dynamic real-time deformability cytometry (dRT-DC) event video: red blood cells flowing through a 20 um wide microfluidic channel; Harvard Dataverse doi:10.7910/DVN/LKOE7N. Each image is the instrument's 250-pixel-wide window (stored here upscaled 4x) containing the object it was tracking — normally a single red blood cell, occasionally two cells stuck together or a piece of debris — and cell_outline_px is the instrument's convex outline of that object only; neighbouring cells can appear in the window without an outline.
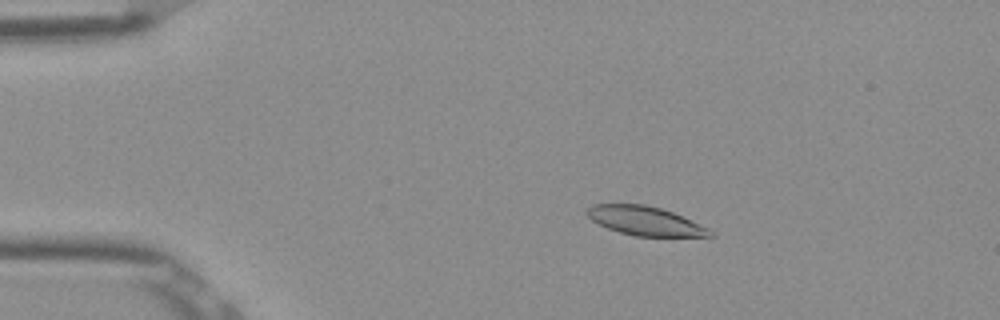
{"species": "Egyptian fruit bat (a non-hibernating species)", "species_latin": "Rousettus aegyptiacus", "temperature_condition": "room temperature", "stored_images_in_passage": 53, "camera_frame_rate_fps": 3000, "um_per_image_px": 0.085, "frame": {"image": 1, "passage_image": 10, "time_ms": 3.0, "image_size_px": [1000, 320], "cell_outline_px": [[716, 236], [636, 236], [620, 232], [608, 228], [592, 220], [584, 212], [592, 204], [644, 204], [660, 208], [672, 212], [708, 228], [716, 232]], "centroid_in_image_um": [54.84, 18.77], "position_along_channel_um": 30.2, "area_um2": 20.58}}
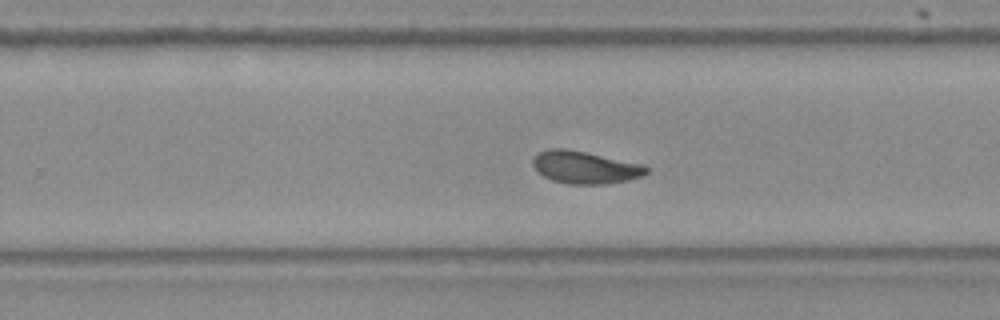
{"frame": {"image": 2, "passage_image": 34, "time_ms": 11.0, "image_size_px": [1000, 320], "cell_outline_px": [[648, 172], [644, 176], [628, 180], [604, 184], [568, 184], [552, 180], [544, 176], [532, 164], [532, 160], [540, 152], [548, 148], [564, 148], [644, 164], [648, 168]], "centroid_in_image_um": [49.76, 14.23], "position_along_channel_um": 280.0, "area_um2": 21.33}}
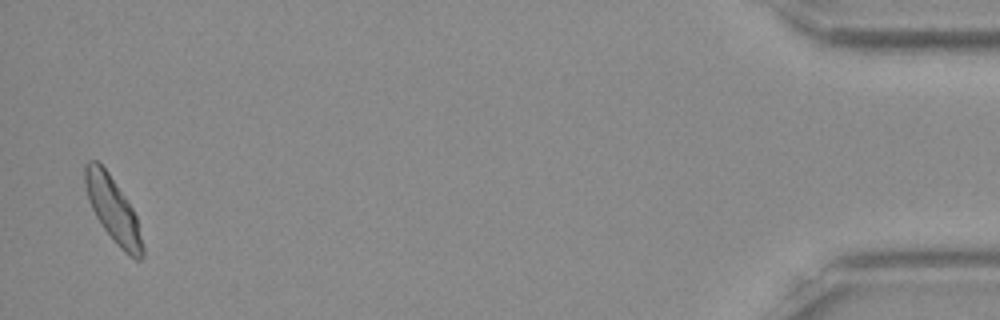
{"frame": {"image": 3, "passage_image": 52, "time_ms": 17.0, "image_size_px": [1000, 320], "cell_outline_px": [[144, 256], [140, 260], [136, 260], [124, 252], [120, 248], [104, 228], [96, 216], [88, 200], [84, 180], [84, 164], [88, 160], [96, 160], [108, 172], [128, 200], [136, 216], [144, 248]], "centroid_in_image_um": [9.61, 17.81], "position_along_channel_um": 425.6, "area_um2": 21.62}, "authors_computed_cell_mechanics": {"area_um2": 21.5594, "velocity_mm_per_s": 3.8513, "shape_relaxation_time_tau1_ms": 5.082, "shape_relaxation_time_tau2_ms": 2.7081, "deformation_change_tau1": 0.1492, "deformation_change_tau2": 0.0834}}